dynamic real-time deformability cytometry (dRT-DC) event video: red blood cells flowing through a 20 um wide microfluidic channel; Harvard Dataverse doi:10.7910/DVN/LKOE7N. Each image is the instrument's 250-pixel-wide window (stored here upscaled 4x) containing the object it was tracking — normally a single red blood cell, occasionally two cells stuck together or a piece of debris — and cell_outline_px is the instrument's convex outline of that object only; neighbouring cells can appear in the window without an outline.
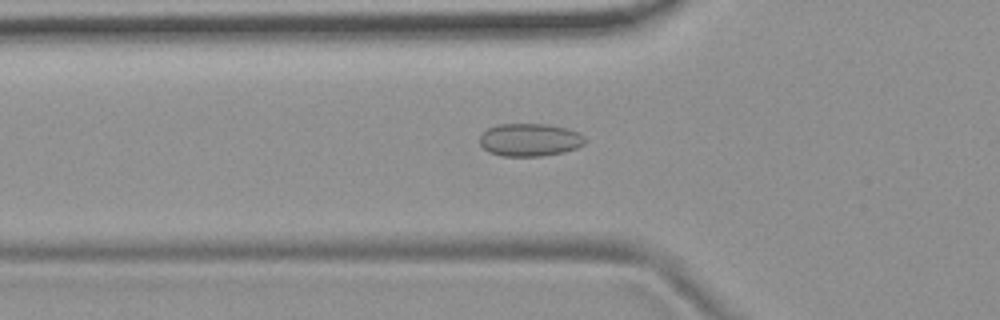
{"species": "common noctule bat (a hibernating species)", "species_latin": "Nyctalus noctula", "temperature_condition": "room temperature", "stored_images_in_passage": 53, "camera_frame_rate_fps": 3000, "um_per_image_px": 0.085, "animal": {"sex": "female", "body_mass_g": 19.9}, "frame": {"image": 1, "passage_image": 18, "time_ms": 5.667, "image_size_px": [1000, 320], "cell_outline_px": [[588, 140], [584, 144], [576, 148], [564, 152], [544, 156], [500, 156], [488, 152], [480, 144], [480, 136], [488, 128], [496, 124], [548, 124], [568, 128], [584, 136]], "centroid_in_image_um": [45.04, 11.89], "position_along_channel_um": 80.8, "area_um2": 20.35}}
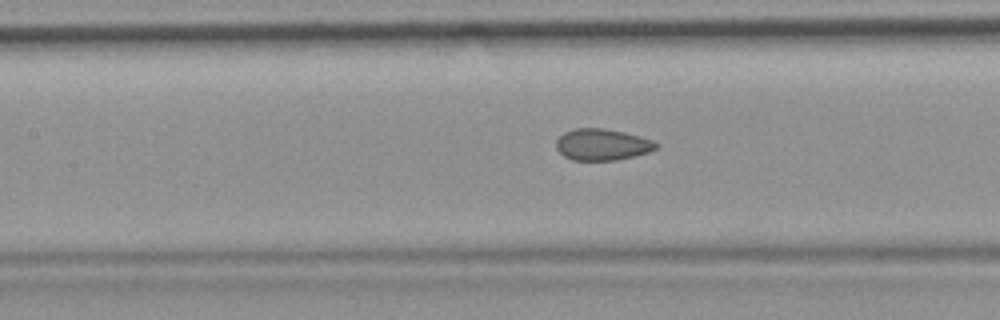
{"frame": {"image": 2, "passage_image": 24, "time_ms": 7.667, "image_size_px": [1000, 320], "cell_outline_px": [[660, 144], [656, 148], [648, 152], [616, 160], [572, 160], [564, 156], [556, 148], [556, 140], [564, 132], [576, 128], [604, 128], [624, 132], [640, 136], [652, 140]], "centroid_in_image_um": [51.18, 12.28], "position_along_channel_um": 156.2, "area_um2": 18.26}}
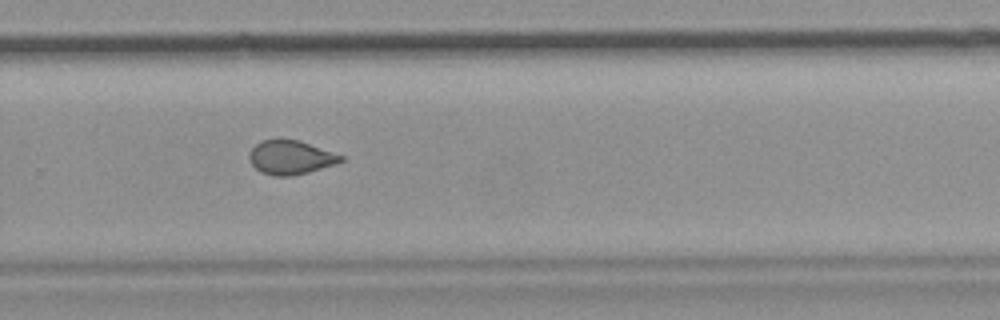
{"frame": {"image": 3, "passage_image": 36, "time_ms": 11.667, "image_size_px": [1000, 320], "cell_outline_px": [[344, 160], [336, 164], [308, 172], [292, 176], [276, 176], [260, 172], [252, 164], [248, 156], [252, 148], [260, 140], [276, 136], [300, 140], [344, 156]], "centroid_in_image_um": [24.68, 13.33], "position_along_channel_um": 305.1, "area_um2": 18.61}, "authors_computed_cell_mechanics": {"area_um2": 19.0162, "velocity_mm_per_s": 3.7377, "shape_relaxation_time_tau1_ms": null, "shape_relaxation_time_tau2_ms": 1.4785, "deformation_change_tau1": null, "deformation_change_tau2": 0.0457}}